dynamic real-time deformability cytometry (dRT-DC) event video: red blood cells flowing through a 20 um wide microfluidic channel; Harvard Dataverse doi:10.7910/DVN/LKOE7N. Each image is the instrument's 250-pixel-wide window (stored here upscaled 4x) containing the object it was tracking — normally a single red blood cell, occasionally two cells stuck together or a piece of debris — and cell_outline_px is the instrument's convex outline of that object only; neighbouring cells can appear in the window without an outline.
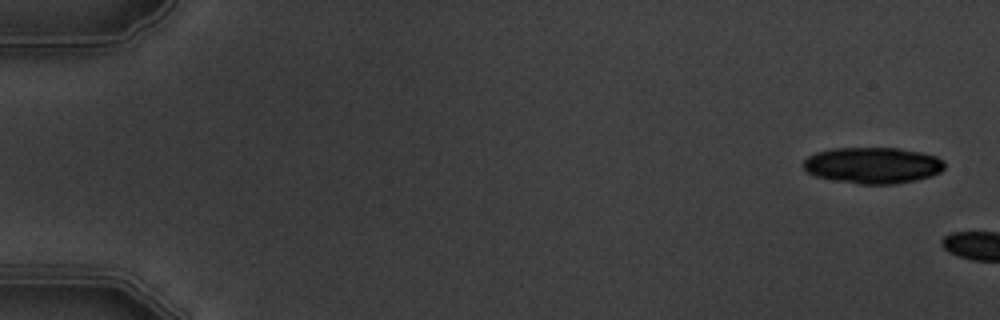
{"species": "common noctule bat (a hibernating species)", "species_latin": "Nyctalus noctula", "temperature_condition": "warm", "stored_images_in_passage": 2, "camera_frame_rate_fps": 3000, "um_per_image_px": 0.085, "animal": {"sex": "male", "body_mass_g": 19.5, "forearm_length_mm": 54.6}, "frame": {"image": 1, "passage_image": 1, "time_ms": 0.0, "image_size_px": [1000, 320], "cell_outline_px": [[944, 168], [940, 172], [932, 176], [916, 180], [896, 184], [860, 184], [832, 180], [816, 176], [808, 172], [800, 164], [808, 156], [816, 152], [832, 148], [900, 148], [920, 152], [936, 156], [944, 160]], "centroid_in_image_um": [74.18, 14.05], "position_along_channel_um": 10.8, "area_um2": 30.06}}